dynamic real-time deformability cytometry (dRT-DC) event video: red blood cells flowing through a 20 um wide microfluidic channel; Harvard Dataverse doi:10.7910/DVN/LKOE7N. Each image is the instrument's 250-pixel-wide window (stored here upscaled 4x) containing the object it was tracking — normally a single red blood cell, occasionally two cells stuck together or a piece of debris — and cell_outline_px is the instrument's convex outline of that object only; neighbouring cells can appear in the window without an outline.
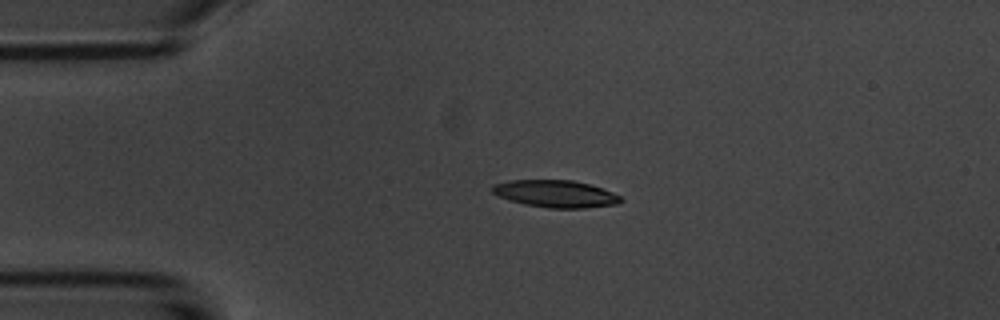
{"species": "common noctule bat (a hibernating species)", "species_latin": "Nyctalus noctula", "temperature_condition": "room temperature", "stored_images_in_passage": 2, "camera_frame_rate_fps": 3000, "um_per_image_px": 0.085, "animal": {"sex": "male", "body_mass_g": 20.1, "forearm_length_mm": 53.5}, "frame": {"image": 1, "passage_image": 1, "time_ms": 0.0, "image_size_px": [1000, 320], "cell_outline_px": [[624, 200], [620, 204], [584, 208], [548, 208], [524, 204], [508, 200], [492, 192], [492, 184], [512, 180], [572, 180], [588, 184], [612, 192], [620, 196]], "centroid_in_image_um": [47.23, 16.48], "position_along_channel_um": 37.8, "area_um2": 20.35}}